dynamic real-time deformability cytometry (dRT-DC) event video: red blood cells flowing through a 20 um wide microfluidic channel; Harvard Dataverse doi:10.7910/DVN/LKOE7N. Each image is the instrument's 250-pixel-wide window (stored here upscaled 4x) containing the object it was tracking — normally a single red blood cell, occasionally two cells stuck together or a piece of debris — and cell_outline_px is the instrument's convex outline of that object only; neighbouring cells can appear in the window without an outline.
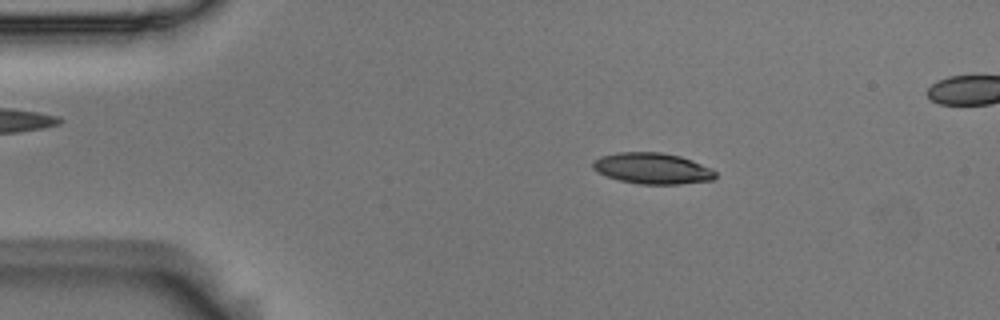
{"species": "Egyptian fruit bat (a non-hibernating species)", "species_latin": "Rousettus aegyptiacus", "temperature_condition": "room temperature", "stored_images_in_passage": 3, "camera_frame_rate_fps": 3000, "um_per_image_px": 0.085, "animal": {"sex": "male"}, "frame": {"image": 1, "passage_image": 1, "time_ms": 0.0, "image_size_px": [1000, 320], "cell_outline_px": [[716, 176], [712, 180], [680, 184], [640, 184], [620, 180], [596, 172], [592, 168], [592, 164], [600, 156], [616, 152], [660, 152], [680, 156], [692, 160], [712, 168], [716, 172]], "centroid_in_image_um": [55.46, 14.31], "position_along_channel_um": 29.5, "area_um2": 22.2}}